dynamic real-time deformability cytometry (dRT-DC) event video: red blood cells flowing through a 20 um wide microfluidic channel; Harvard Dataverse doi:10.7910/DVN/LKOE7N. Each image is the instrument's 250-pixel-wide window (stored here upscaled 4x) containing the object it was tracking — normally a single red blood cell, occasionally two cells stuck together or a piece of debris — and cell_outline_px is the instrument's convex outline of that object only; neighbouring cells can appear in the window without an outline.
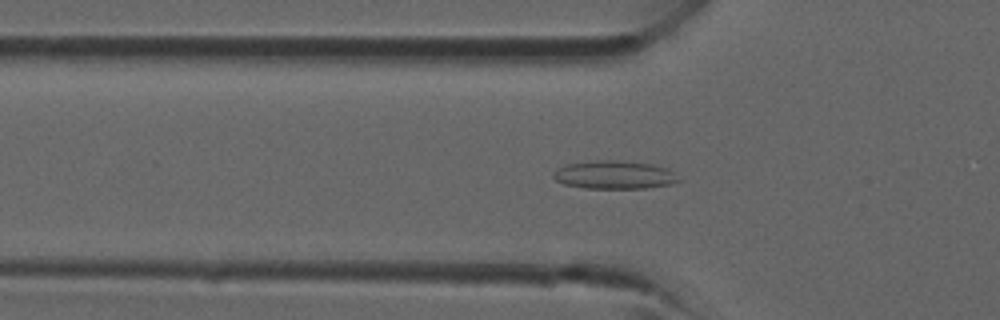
{"species": "common noctule bat (a hibernating species)", "species_latin": "Nyctalus noctula", "temperature_condition": "room temperature", "stored_images_in_passage": 41, "camera_frame_rate_fps": 3000, "um_per_image_px": 0.085, "animal": {"sex": "male", "forearm_length_mm": 52.5}, "frame": {"image": 1, "passage_image": 13, "time_ms": 4.0, "image_size_px": [1000, 320], "cell_outline_px": [[680, 180], [672, 184], [644, 188], [584, 188], [564, 184], [556, 180], [552, 176], [552, 172], [556, 168], [564, 164], [596, 160], [616, 160], [652, 164], [668, 168]], "centroid_in_image_um": [52.16, 14.85], "position_along_channel_um": 73.6, "area_um2": 20.69}}
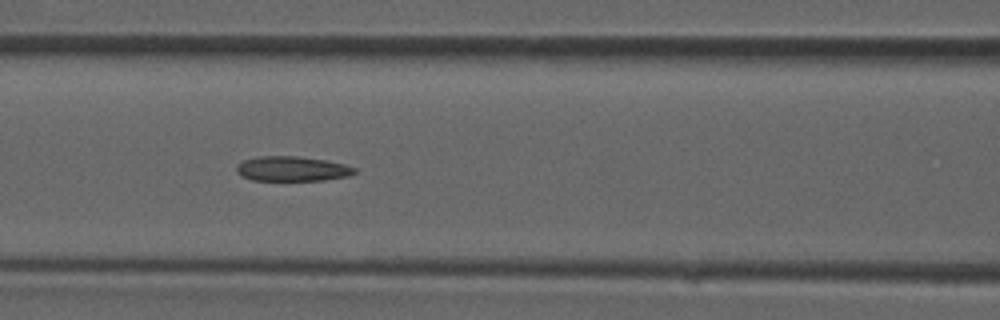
{"frame": {"image": 2, "passage_image": 17, "time_ms": 5.333, "image_size_px": [1000, 320], "cell_outline_px": [[356, 172], [348, 176], [324, 180], [252, 180], [240, 176], [236, 172], [236, 164], [244, 160], [256, 156], [296, 156], [328, 160], [344, 164], [356, 168]], "centroid_in_image_um": [24.8, 14.34], "position_along_channel_um": 141.8, "area_um2": 17.22}}
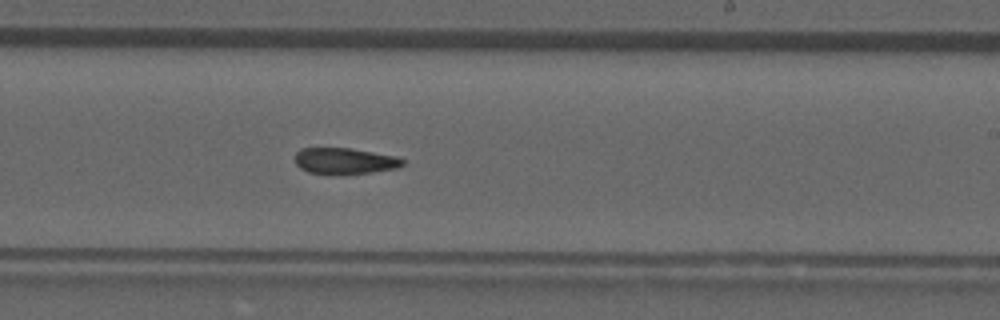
{"frame": {"image": 3, "passage_image": 24, "time_ms": 7.667, "image_size_px": [1000, 320], "cell_outline_px": [[404, 164], [396, 168], [372, 172], [308, 172], [300, 168], [296, 164], [296, 152], [300, 148], [352, 148], [396, 156], [404, 160]], "centroid_in_image_um": [29.31, 13.64], "position_along_channel_um": 259.7, "area_um2": 15.84}}